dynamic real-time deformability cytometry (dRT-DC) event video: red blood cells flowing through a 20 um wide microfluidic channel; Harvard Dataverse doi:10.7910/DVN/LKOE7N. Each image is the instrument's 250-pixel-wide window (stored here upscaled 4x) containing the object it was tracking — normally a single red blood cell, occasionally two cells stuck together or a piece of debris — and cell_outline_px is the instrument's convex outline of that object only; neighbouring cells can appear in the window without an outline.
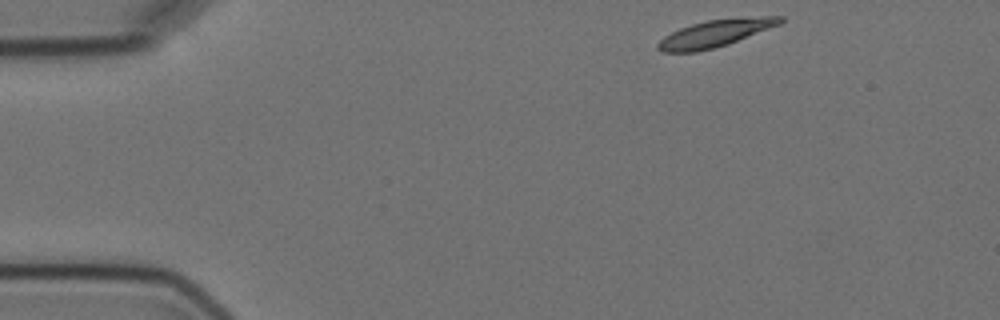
{"species": "Egyptian fruit bat (a non-hibernating species)", "species_latin": "Rousettus aegyptiacus", "temperature_condition": "cold", "stored_images_in_passage": 3, "camera_frame_rate_fps": 3000, "um_per_image_px": 0.085, "animal": {"sex": "female"}, "frame": {"image": 1, "passage_image": 1, "time_ms": 0.0, "image_size_px": [1000, 320], "cell_outline_px": [[784, 20], [780, 24], [728, 44], [696, 52], [660, 52], [656, 48], [656, 44], [664, 36], [680, 28], [692, 24], [708, 20], [760, 16], [784, 16]], "centroid_in_image_um": [60.77, 2.84], "position_along_channel_um": 24.2, "area_um2": 19.13}}